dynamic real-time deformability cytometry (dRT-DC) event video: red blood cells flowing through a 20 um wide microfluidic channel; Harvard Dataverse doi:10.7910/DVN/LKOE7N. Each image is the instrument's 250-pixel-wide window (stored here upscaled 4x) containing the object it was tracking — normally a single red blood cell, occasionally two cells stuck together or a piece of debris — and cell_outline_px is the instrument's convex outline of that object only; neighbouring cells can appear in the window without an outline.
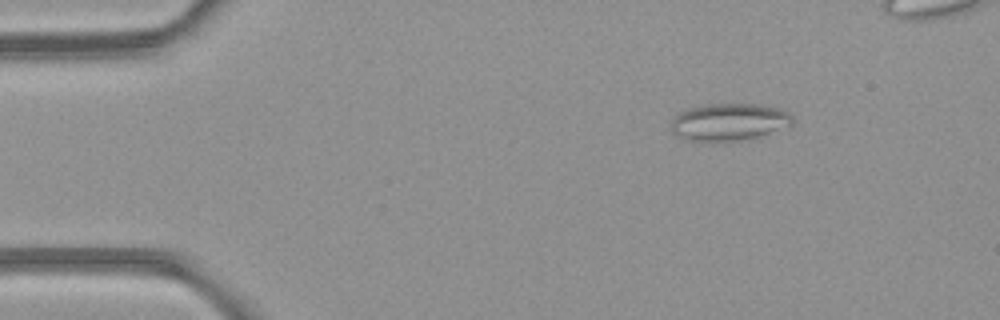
{"species": "common noctule bat (a hibernating species)", "species_latin": "Nyctalus noctula", "temperature_condition": "room temperature", "stored_images_in_passage": 4, "camera_frame_rate_fps": 3000, "um_per_image_px": 0.085, "animal": {"sex": "female", "body_mass_g": 21.9}, "frame": {"image": 1, "passage_image": 1, "time_ms": 0.0, "image_size_px": [1000, 320], "cell_outline_px": [[792, 124], [744, 140], [688, 140], [676, 136], [668, 128], [672, 120], [680, 112], [688, 108], [708, 104], [760, 104], [780, 108], [792, 112]], "centroid_in_image_um": [61.94, 10.34], "position_along_channel_um": 23.1, "area_um2": 26.13}}